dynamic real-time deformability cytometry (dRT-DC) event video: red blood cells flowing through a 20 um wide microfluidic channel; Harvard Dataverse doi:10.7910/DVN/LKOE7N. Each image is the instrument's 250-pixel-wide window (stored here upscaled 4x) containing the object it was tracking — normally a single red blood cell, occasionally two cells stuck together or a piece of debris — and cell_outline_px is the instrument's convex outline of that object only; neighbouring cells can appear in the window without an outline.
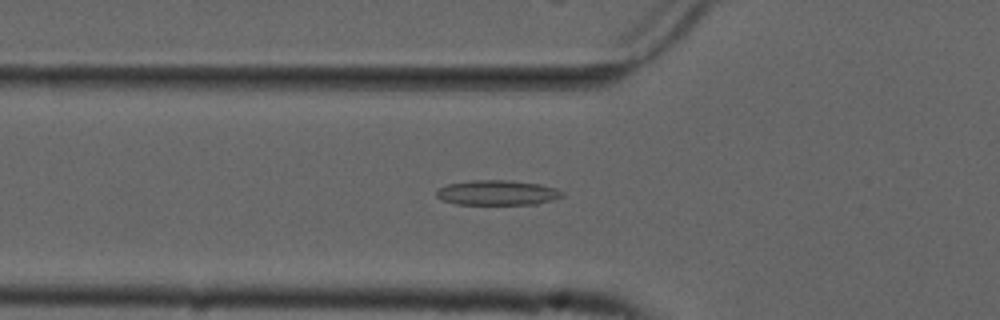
{"species": "common noctule bat (a hibernating species)", "species_latin": "Nyctalus noctula", "temperature_condition": "cold", "stored_images_in_passage": 55, "camera_frame_rate_fps": 3000, "um_per_image_px": 0.085, "animal": {"sex": "male", "forearm_length_mm": 52.5}, "frame": {"image": 1, "passage_image": 19, "time_ms": 6.0, "image_size_px": [1000, 320], "cell_outline_px": [[564, 196], [552, 200], [536, 204], [456, 204], [444, 200], [436, 196], [436, 192], [440, 188], [448, 184], [472, 180], [508, 180], [540, 184], [556, 188], [564, 192]], "centroid_in_image_um": [42.31, 16.38], "position_along_channel_um": 83.5, "area_um2": 18.21}}
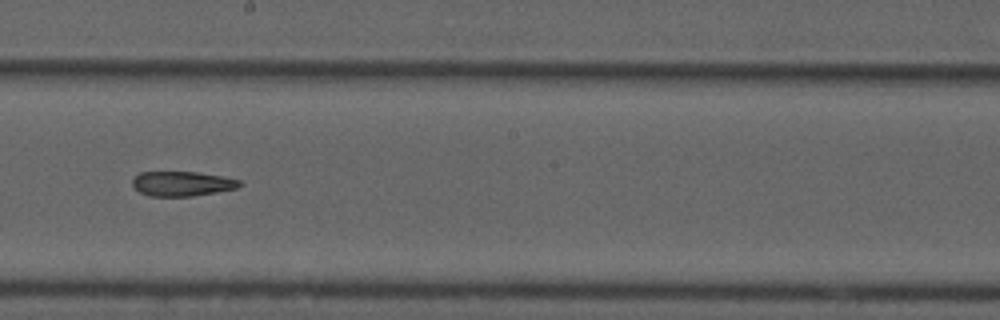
{"frame": {"image": 2, "passage_image": 31, "time_ms": 10.0, "image_size_px": [1000, 320], "cell_outline_px": [[244, 184], [236, 188], [216, 192], [192, 196], [148, 196], [140, 192], [132, 184], [132, 180], [140, 172], [196, 172], [224, 176], [240, 180]], "centroid_in_image_um": [15.5, 15.61], "position_along_channel_um": 232.7, "area_um2": 15.43}}
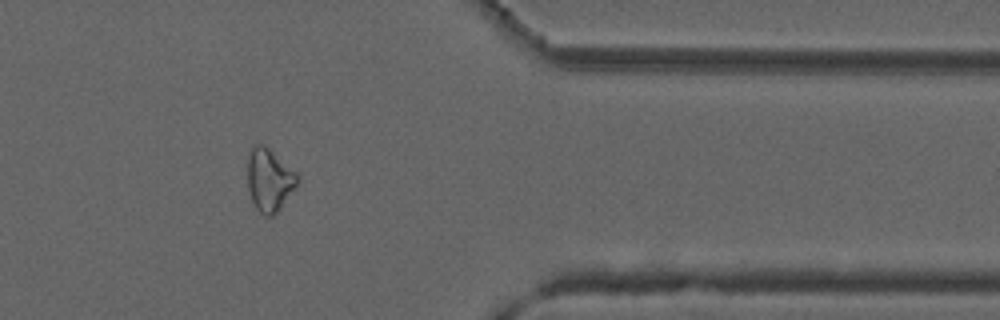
{"frame": {"image": 3, "passage_image": 45, "time_ms": 14.667, "image_size_px": [1000, 320], "cell_outline_px": [[300, 180], [280, 208], [272, 216], [264, 216], [256, 208], [252, 200], [248, 188], [248, 152], [256, 144], [264, 144], [296, 172], [300, 176]], "centroid_in_image_um": [22.89, 15.28], "position_along_channel_um": 388.5, "area_um2": 18.09}}